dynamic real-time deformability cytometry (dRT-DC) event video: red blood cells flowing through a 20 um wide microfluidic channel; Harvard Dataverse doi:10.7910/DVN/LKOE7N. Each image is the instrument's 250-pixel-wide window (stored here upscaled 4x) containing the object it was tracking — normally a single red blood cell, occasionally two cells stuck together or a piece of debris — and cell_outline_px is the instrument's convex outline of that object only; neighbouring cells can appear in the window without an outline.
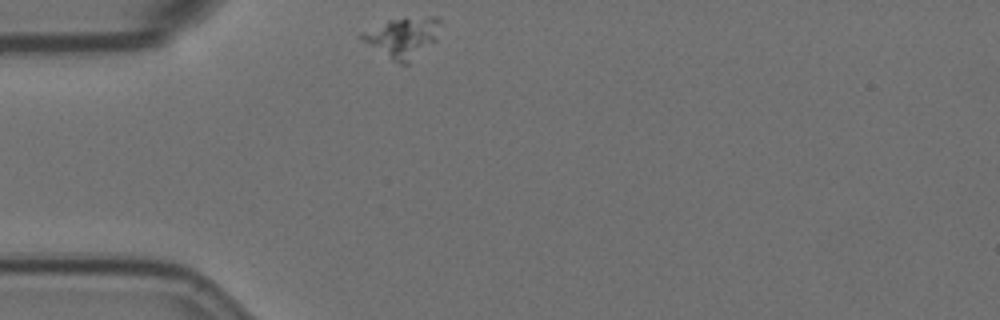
{"species": "Egyptian fruit bat (a non-hibernating species)", "species_latin": "Rousettus aegyptiacus", "temperature_condition": "room temperature", "stored_images_in_passage": 35, "camera_frame_rate_fps": 3000, "um_per_image_px": 0.085, "animal": {"sex": "female"}, "frame": {"image": 1, "passage_image": 1, "time_ms": 0.0, "image_size_px": [1000, 320], "cell_outline_px": [[440, 20], [436, 40], [408, 64], [400, 64], [392, 60], [360, 40], [356, 36], [356, 32], [388, 20], [404, 16], [440, 16]], "centroid_in_image_um": [34.16, 3.13], "position_along_channel_um": 50.8, "area_um2": 19.07}}
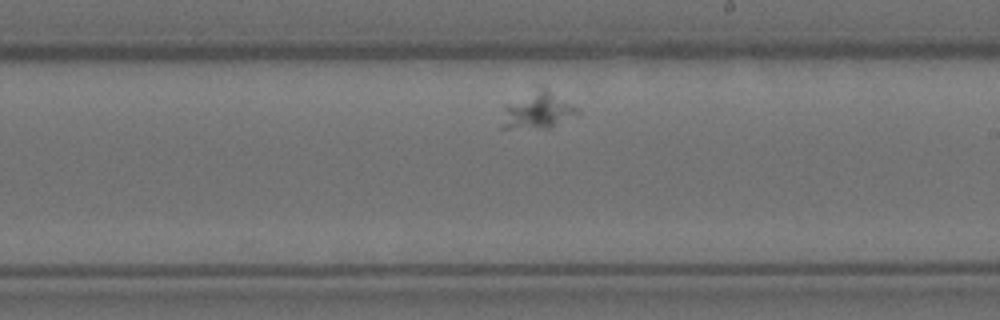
{"frame": {"image": 2, "passage_image": 20, "time_ms": 6.333, "image_size_px": [1000, 320], "cell_outline_px": [[580, 112], [548, 128], [500, 128], [500, 124], [504, 104], [540, 84], [548, 88], [576, 108]], "centroid_in_image_um": [45.59, 9.34], "position_along_channel_um": 243.4, "area_um2": 16.42}}
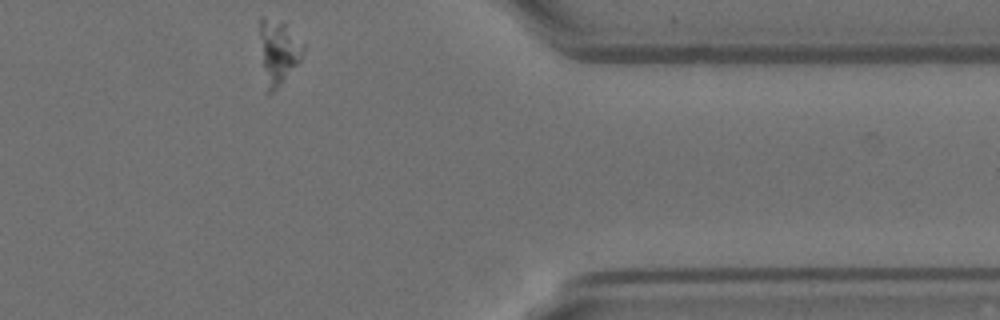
{"frame": {"image": 3, "passage_image": 35, "time_ms": 11.333, "image_size_px": [1000, 320], "cell_outline_px": [[304, 52], [300, 60], [280, 84], [272, 92], [268, 92], [264, 68], [260, 36], [260, 16], [264, 16], [284, 24], [304, 44]], "centroid_in_image_um": [23.68, 4.35], "position_along_channel_um": 387.7, "area_um2": 15.32}}